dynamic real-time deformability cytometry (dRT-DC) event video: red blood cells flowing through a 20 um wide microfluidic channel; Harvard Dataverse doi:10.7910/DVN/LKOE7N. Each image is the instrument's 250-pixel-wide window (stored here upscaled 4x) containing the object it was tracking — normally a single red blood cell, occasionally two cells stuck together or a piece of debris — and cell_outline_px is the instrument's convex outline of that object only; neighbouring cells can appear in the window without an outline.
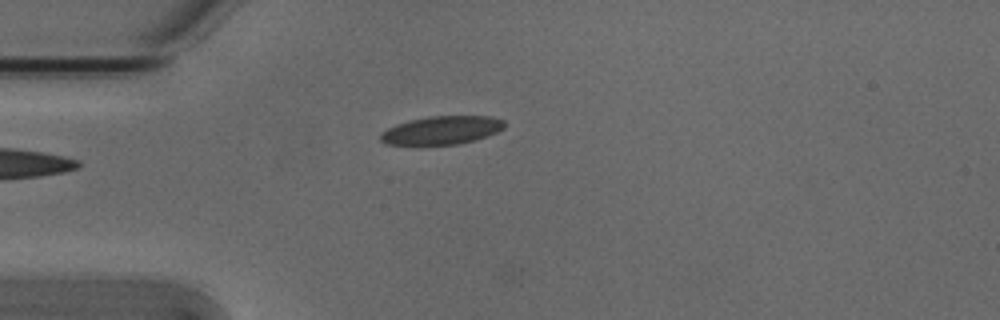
{"species": "Egyptian fruit bat (a non-hibernating species)", "species_latin": "Rousettus aegyptiacus", "temperature_condition": "cold", "stored_images_in_passage": 3, "camera_frame_rate_fps": 3000, "um_per_image_px": 0.085, "animal": {"sex": "male"}, "frame": {"image": 1, "passage_image": 3, "time_ms": 0.667, "image_size_px": [1000, 320], "cell_outline_px": [[504, 128], [496, 132], [472, 140], [456, 144], [420, 148], [416, 148], [384, 144], [380, 140], [380, 132], [396, 124], [408, 120], [428, 116], [492, 116], [504, 120]], "centroid_in_image_um": [37.41, 11.12], "position_along_channel_um": 47.6, "area_um2": 21.33}}